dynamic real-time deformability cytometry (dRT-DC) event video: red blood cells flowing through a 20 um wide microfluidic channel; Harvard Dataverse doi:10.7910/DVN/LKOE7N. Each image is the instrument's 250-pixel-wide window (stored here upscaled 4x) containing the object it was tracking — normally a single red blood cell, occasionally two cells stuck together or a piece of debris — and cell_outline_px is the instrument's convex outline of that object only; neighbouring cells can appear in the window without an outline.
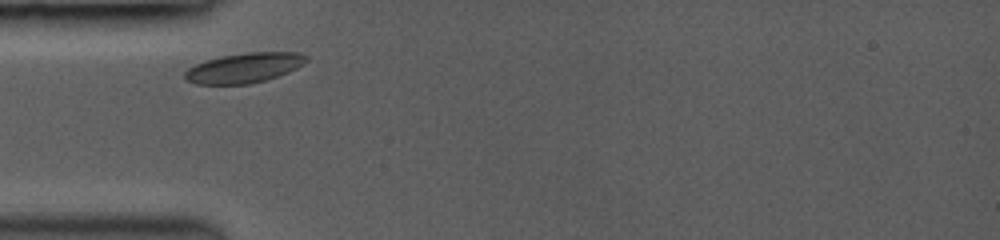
{"species": "common noctule bat (a hibernating species)", "species_latin": "Nyctalus noctula", "temperature_condition": "room temperature", "stored_images_in_passage": 2, "camera_frame_rate_fps": 3000, "um_per_image_px": 0.085, "animal": {"sex": "female", "body_mass_g": 19.0, "forearm_length_mm": 53.3}, "frame": {"image": 1, "passage_image": 1, "time_ms": 0.0, "image_size_px": [1000, 240], "cell_outline_px": [[308, 60], [304, 64], [288, 72], [252, 84], [196, 84], [188, 80], [184, 76], [184, 72], [188, 68], [196, 64], [208, 60], [224, 56], [248, 52], [300, 52], [308, 56]], "centroid_in_image_um": [20.79, 5.76], "position_along_channel_um": 64.2, "area_um2": 20.98}}